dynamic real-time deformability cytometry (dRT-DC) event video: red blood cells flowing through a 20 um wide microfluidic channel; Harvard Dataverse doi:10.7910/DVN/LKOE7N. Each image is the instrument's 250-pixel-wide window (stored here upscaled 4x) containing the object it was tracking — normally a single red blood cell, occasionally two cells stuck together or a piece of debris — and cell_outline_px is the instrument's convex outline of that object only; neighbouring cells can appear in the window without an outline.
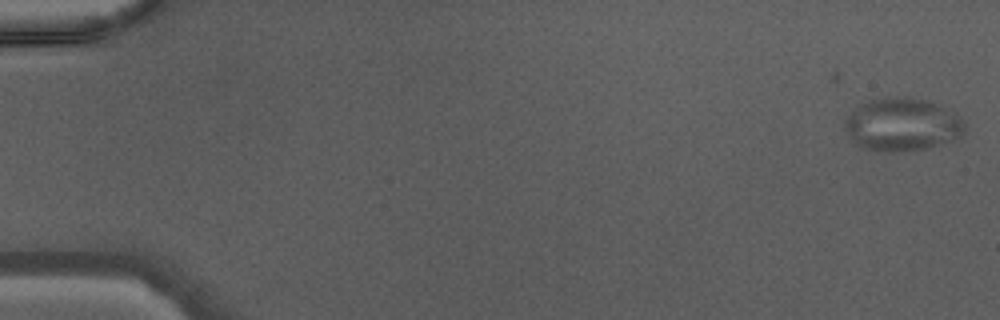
{"species": "Egyptian fruit bat (a non-hibernating species)", "species_latin": "Rousettus aegyptiacus", "temperature_condition": "warm", "stored_images_in_passage": 46, "camera_frame_rate_fps": 3000, "um_per_image_px": 0.085, "animal": {"sex": "male"}, "frame": {"image": 1, "passage_image": 1, "time_ms": 0.0, "image_size_px": [1000, 320], "cell_outline_px": [[964, 132], [960, 136], [952, 140], [928, 148], [896, 152], [888, 152], [860, 148], [848, 136], [844, 124], [844, 120], [860, 104], [868, 100], [888, 96], [908, 96], [928, 100], [956, 112], [960, 116], [964, 124]], "centroid_in_image_um": [76.68, 10.57], "position_along_channel_um": 8.3, "area_um2": 37.45}}
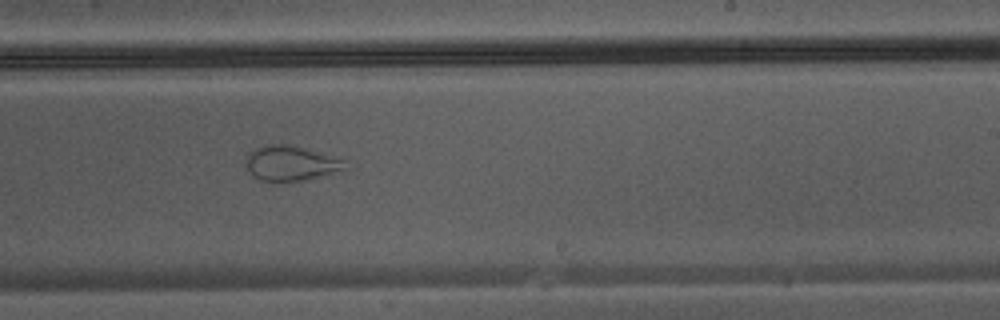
{"frame": {"image": 2, "passage_image": 29, "time_ms": 9.333, "image_size_px": [1000, 320], "cell_outline_px": [[348, 168], [308, 180], [260, 180], [252, 176], [248, 172], [244, 164], [248, 152], [256, 148], [268, 144], [288, 144], [344, 160]], "centroid_in_image_um": [24.65, 13.88], "position_along_channel_um": 264.3, "area_um2": 19.94}}
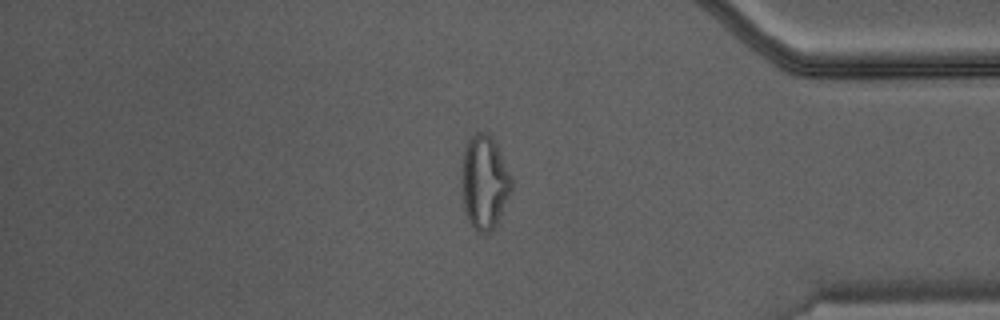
{"frame": {"image": 3, "passage_image": 39, "time_ms": 12.667, "image_size_px": [1000, 320], "cell_outline_px": [[512, 192], [492, 232], [480, 232], [468, 220], [464, 208], [460, 172], [460, 168], [464, 148], [468, 140], [476, 132], [488, 132], [492, 136], [496, 144], [512, 180]], "centroid_in_image_um": [41.15, 15.46], "position_along_channel_um": 394.0, "area_um2": 27.34}}